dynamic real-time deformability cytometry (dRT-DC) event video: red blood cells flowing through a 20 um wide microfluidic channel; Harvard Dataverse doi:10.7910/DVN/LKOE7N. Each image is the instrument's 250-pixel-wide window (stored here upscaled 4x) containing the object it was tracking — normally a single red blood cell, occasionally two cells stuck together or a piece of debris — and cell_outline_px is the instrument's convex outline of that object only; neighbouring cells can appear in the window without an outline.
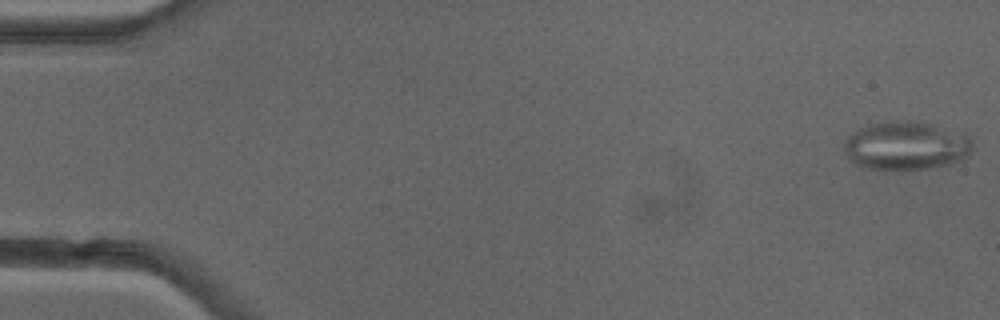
{"species": "common noctule bat (a hibernating species)", "species_latin": "Nyctalus noctula", "temperature_condition": "cold", "stored_images_in_passage": 51, "segment_of_instrument_passage": [1, 2], "camera_frame_rate_fps": 3000, "um_per_image_px": 0.085, "animal": {"sex": "female"}, "frame": {"image": 1, "passage_image": 1, "time_ms": 0.0, "image_size_px": [1000, 320], "cell_outline_px": [[972, 148], [964, 156], [948, 164], [928, 168], [868, 168], [856, 164], [844, 152], [844, 140], [848, 136], [860, 128], [868, 124], [888, 120], [908, 120], [968, 132], [972, 140]], "centroid_in_image_um": [77.01, 12.33], "position_along_channel_um": 8.0, "area_um2": 35.95}}